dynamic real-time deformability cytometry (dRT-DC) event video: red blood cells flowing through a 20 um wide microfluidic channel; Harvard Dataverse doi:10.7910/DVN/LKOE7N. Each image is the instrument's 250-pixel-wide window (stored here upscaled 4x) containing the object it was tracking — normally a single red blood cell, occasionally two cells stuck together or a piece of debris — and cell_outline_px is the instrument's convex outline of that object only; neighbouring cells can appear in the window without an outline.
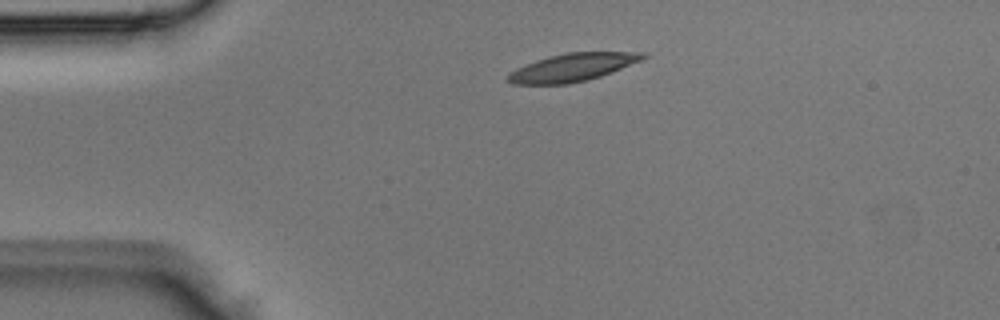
{"species": "Egyptian fruit bat (a non-hibernating species)", "species_latin": "Rousettus aegyptiacus", "temperature_condition": "room temperature", "stored_images_in_passage": 2, "camera_frame_rate_fps": 3000, "um_per_image_px": 0.085, "animal": {"sex": "male"}, "frame": {"image": 1, "passage_image": 1, "time_ms": 0.0, "image_size_px": [1000, 320], "cell_outline_px": [[648, 56], [644, 60], [612, 72], [588, 80], [568, 84], [512, 84], [508, 80], [508, 72], [516, 68], [536, 60], [548, 56], [568, 52], [644, 52]], "centroid_in_image_um": [48.69, 5.72], "position_along_channel_um": 36.3, "area_um2": 22.08}}